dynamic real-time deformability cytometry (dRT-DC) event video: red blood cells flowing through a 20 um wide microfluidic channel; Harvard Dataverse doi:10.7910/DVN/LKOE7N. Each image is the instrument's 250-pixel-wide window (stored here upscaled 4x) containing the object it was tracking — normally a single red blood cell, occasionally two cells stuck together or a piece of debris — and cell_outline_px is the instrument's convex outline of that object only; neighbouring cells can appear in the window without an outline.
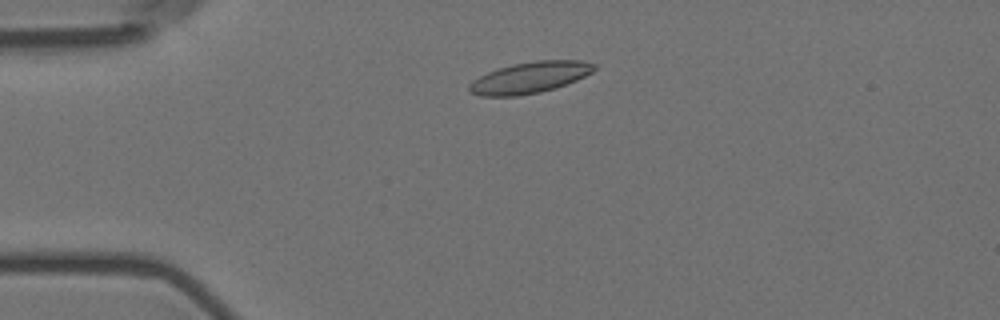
{"species": "Egyptian fruit bat (a non-hibernating species)", "species_latin": "Rousettus aegyptiacus", "temperature_condition": "room temperature", "stored_images_in_passage": 52, "camera_frame_rate_fps": 3000, "um_per_image_px": 0.085, "animal": {"sex": "female"}, "frame": {"image": 1, "passage_image": 9, "time_ms": 2.667, "image_size_px": [1000, 320], "cell_outline_px": [[596, 68], [592, 72], [576, 80], [540, 92], [516, 96], [480, 96], [468, 92], [468, 84], [472, 80], [488, 72], [512, 64], [536, 60], [584, 60], [596, 64]], "centroid_in_image_um": [45.01, 6.58], "position_along_channel_um": 40.0, "area_um2": 22.72}}
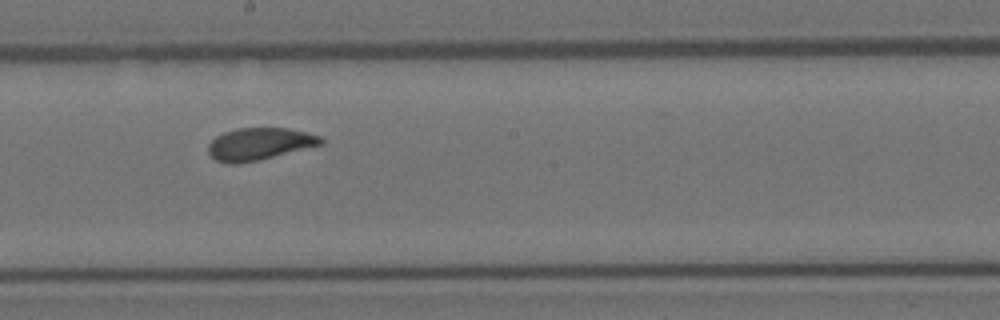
{"frame": {"image": 2, "passage_image": 27, "time_ms": 8.667, "image_size_px": [1000, 320], "cell_outline_px": [[324, 144], [260, 160], [236, 164], [228, 164], [216, 160], [208, 152], [208, 144], [216, 136], [224, 132], [236, 128], [288, 128], [320, 136], [324, 140]], "centroid_in_image_um": [22.04, 12.24], "position_along_channel_um": 226.2, "area_um2": 21.21}}
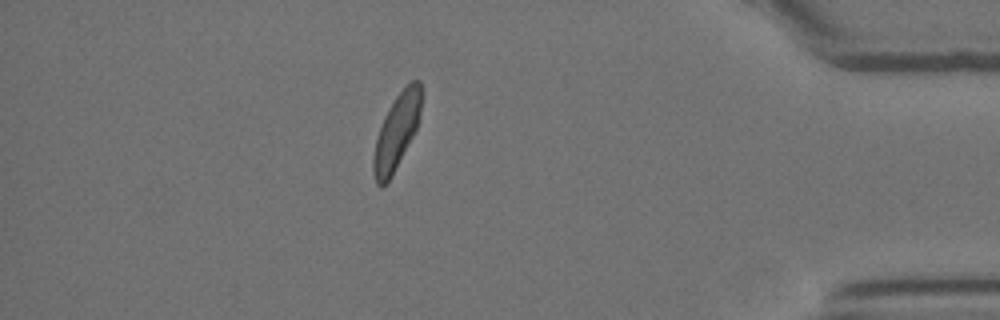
{"frame": {"image": 3, "passage_image": 45, "time_ms": 14.667, "image_size_px": [1000, 320], "cell_outline_px": [[420, 120], [412, 136], [388, 180], [380, 188], [376, 184], [372, 168], [372, 160], [376, 140], [384, 116], [388, 108], [396, 96], [412, 80], [420, 80]], "centroid_in_image_um": [33.68, 11.19], "position_along_channel_um": 401.5, "area_um2": 20.23}, "authors_computed_cell_mechanics": {"area_um2": 21.4727, "velocity_mm_per_s": 3.5979, "shape_relaxation_time_tau1_ms": 3.8647, "shape_relaxation_time_tau2_ms": 1.0246, "deformation_change_tau1": 0.11, "deformation_change_tau2": 0.0664}}